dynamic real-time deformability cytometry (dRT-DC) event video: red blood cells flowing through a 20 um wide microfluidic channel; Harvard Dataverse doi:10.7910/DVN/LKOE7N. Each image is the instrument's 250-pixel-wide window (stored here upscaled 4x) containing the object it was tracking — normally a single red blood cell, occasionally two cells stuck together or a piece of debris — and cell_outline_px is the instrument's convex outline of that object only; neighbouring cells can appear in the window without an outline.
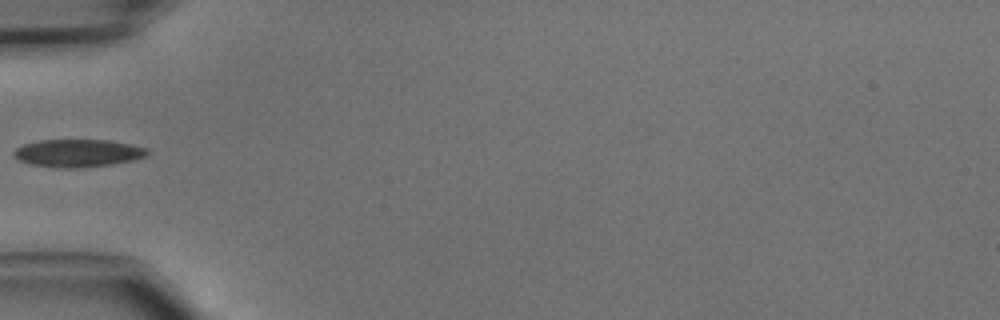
{"species": "common noctule bat (a hibernating species)", "species_latin": "Nyctalus noctula", "temperature_condition": "cold", "stored_images_in_passage": 32, "camera_frame_rate_fps": 3000, "um_per_image_px": 0.085, "animal": {"sex": "male", "body_mass_g": 15.6}, "frame": {"image": 1, "passage_image": 1, "time_ms": 0.0, "image_size_px": [1000, 320], "cell_outline_px": [[148, 152], [144, 156], [132, 160], [112, 164], [80, 168], [56, 168], [32, 164], [20, 160], [12, 156], [12, 152], [16, 148], [24, 144], [40, 140], [108, 140], [132, 144], [148, 148]], "centroid_in_image_um": [6.6, 13.01], "position_along_channel_um": 78.4, "area_um2": 21.56}}
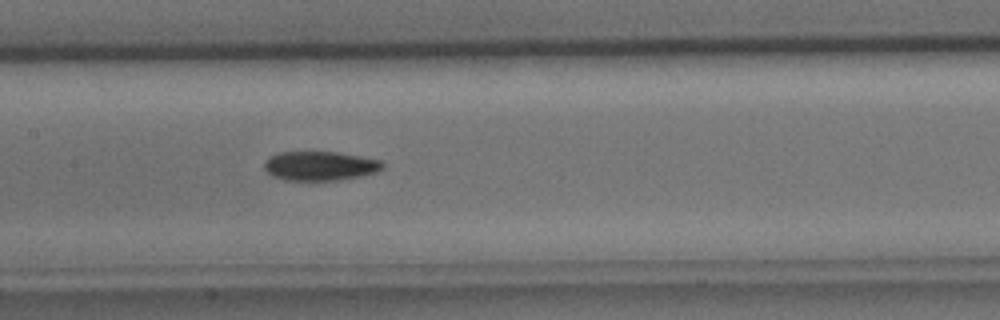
{"frame": {"image": 2, "passage_image": 8, "time_ms": 2.333, "image_size_px": [1000, 320], "cell_outline_px": [[384, 168], [376, 172], [360, 176], [336, 180], [284, 180], [272, 176], [264, 168], [264, 160], [268, 156], [280, 152], [340, 152], [380, 160], [384, 164]], "centroid_in_image_um": [27.18, 14.09], "position_along_channel_um": 180.2, "area_um2": 20.23}}
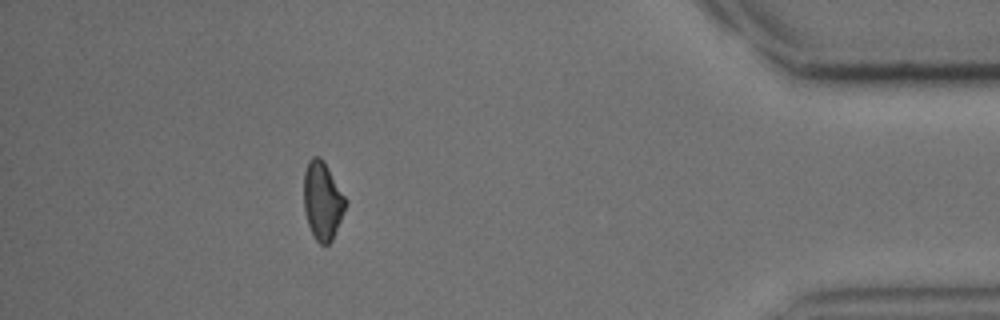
{"frame": {"image": 3, "passage_image": 27, "time_ms": 8.667, "image_size_px": [1000, 320], "cell_outline_px": [[348, 200], [332, 240], [328, 244], [320, 244], [316, 240], [308, 224], [304, 212], [304, 172], [308, 160], [312, 156], [320, 156], [324, 160]], "centroid_in_image_um": [27.41, 17.01], "position_along_channel_um": 407.8, "area_um2": 19.07}}